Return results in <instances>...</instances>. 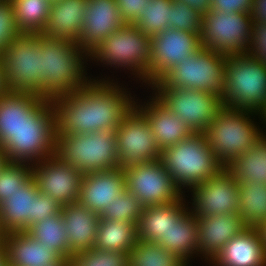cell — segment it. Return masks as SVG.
I'll return each instance as SVG.
<instances>
[{
    "mask_svg": "<svg viewBox=\"0 0 266 266\" xmlns=\"http://www.w3.org/2000/svg\"><path fill=\"white\" fill-rule=\"evenodd\" d=\"M128 266H188L181 258L169 253L155 242L137 239L128 253ZM190 266V264H189Z\"/></svg>",
    "mask_w": 266,
    "mask_h": 266,
    "instance_id": "cell-35",
    "label": "cell"
},
{
    "mask_svg": "<svg viewBox=\"0 0 266 266\" xmlns=\"http://www.w3.org/2000/svg\"><path fill=\"white\" fill-rule=\"evenodd\" d=\"M69 266H128V253L92 248L72 254Z\"/></svg>",
    "mask_w": 266,
    "mask_h": 266,
    "instance_id": "cell-39",
    "label": "cell"
},
{
    "mask_svg": "<svg viewBox=\"0 0 266 266\" xmlns=\"http://www.w3.org/2000/svg\"><path fill=\"white\" fill-rule=\"evenodd\" d=\"M123 172L126 190L136 196L144 207L169 204L183 195L161 159L126 167Z\"/></svg>",
    "mask_w": 266,
    "mask_h": 266,
    "instance_id": "cell-14",
    "label": "cell"
},
{
    "mask_svg": "<svg viewBox=\"0 0 266 266\" xmlns=\"http://www.w3.org/2000/svg\"><path fill=\"white\" fill-rule=\"evenodd\" d=\"M254 0H211V10L229 13L252 12Z\"/></svg>",
    "mask_w": 266,
    "mask_h": 266,
    "instance_id": "cell-44",
    "label": "cell"
},
{
    "mask_svg": "<svg viewBox=\"0 0 266 266\" xmlns=\"http://www.w3.org/2000/svg\"><path fill=\"white\" fill-rule=\"evenodd\" d=\"M5 260L4 257V245L2 243V237H0V264Z\"/></svg>",
    "mask_w": 266,
    "mask_h": 266,
    "instance_id": "cell-50",
    "label": "cell"
},
{
    "mask_svg": "<svg viewBox=\"0 0 266 266\" xmlns=\"http://www.w3.org/2000/svg\"><path fill=\"white\" fill-rule=\"evenodd\" d=\"M116 130L56 134L54 156L83 175L118 168Z\"/></svg>",
    "mask_w": 266,
    "mask_h": 266,
    "instance_id": "cell-6",
    "label": "cell"
},
{
    "mask_svg": "<svg viewBox=\"0 0 266 266\" xmlns=\"http://www.w3.org/2000/svg\"><path fill=\"white\" fill-rule=\"evenodd\" d=\"M55 110L44 99L1 147L9 162L36 164L54 155Z\"/></svg>",
    "mask_w": 266,
    "mask_h": 266,
    "instance_id": "cell-5",
    "label": "cell"
},
{
    "mask_svg": "<svg viewBox=\"0 0 266 266\" xmlns=\"http://www.w3.org/2000/svg\"><path fill=\"white\" fill-rule=\"evenodd\" d=\"M150 40L149 86L159 81L181 60L194 54L202 47L200 35L171 28L151 36Z\"/></svg>",
    "mask_w": 266,
    "mask_h": 266,
    "instance_id": "cell-17",
    "label": "cell"
},
{
    "mask_svg": "<svg viewBox=\"0 0 266 266\" xmlns=\"http://www.w3.org/2000/svg\"><path fill=\"white\" fill-rule=\"evenodd\" d=\"M197 218L198 256L202 255L201 259L205 258L209 262L235 235L247 227L239 213Z\"/></svg>",
    "mask_w": 266,
    "mask_h": 266,
    "instance_id": "cell-21",
    "label": "cell"
},
{
    "mask_svg": "<svg viewBox=\"0 0 266 266\" xmlns=\"http://www.w3.org/2000/svg\"><path fill=\"white\" fill-rule=\"evenodd\" d=\"M255 115L262 120L261 114L251 110H232L223 107L205 130L209 146L224 167L263 137V130L254 121Z\"/></svg>",
    "mask_w": 266,
    "mask_h": 266,
    "instance_id": "cell-8",
    "label": "cell"
},
{
    "mask_svg": "<svg viewBox=\"0 0 266 266\" xmlns=\"http://www.w3.org/2000/svg\"><path fill=\"white\" fill-rule=\"evenodd\" d=\"M88 0H58L51 4L43 36L78 44Z\"/></svg>",
    "mask_w": 266,
    "mask_h": 266,
    "instance_id": "cell-25",
    "label": "cell"
},
{
    "mask_svg": "<svg viewBox=\"0 0 266 266\" xmlns=\"http://www.w3.org/2000/svg\"><path fill=\"white\" fill-rule=\"evenodd\" d=\"M41 97L53 99L83 88L91 77L86 76L89 55L69 41L40 34ZM86 58V59H85Z\"/></svg>",
    "mask_w": 266,
    "mask_h": 266,
    "instance_id": "cell-2",
    "label": "cell"
},
{
    "mask_svg": "<svg viewBox=\"0 0 266 266\" xmlns=\"http://www.w3.org/2000/svg\"><path fill=\"white\" fill-rule=\"evenodd\" d=\"M203 15L180 1H172L169 28L201 35Z\"/></svg>",
    "mask_w": 266,
    "mask_h": 266,
    "instance_id": "cell-40",
    "label": "cell"
},
{
    "mask_svg": "<svg viewBox=\"0 0 266 266\" xmlns=\"http://www.w3.org/2000/svg\"><path fill=\"white\" fill-rule=\"evenodd\" d=\"M20 34L10 0H0V54Z\"/></svg>",
    "mask_w": 266,
    "mask_h": 266,
    "instance_id": "cell-41",
    "label": "cell"
},
{
    "mask_svg": "<svg viewBox=\"0 0 266 266\" xmlns=\"http://www.w3.org/2000/svg\"><path fill=\"white\" fill-rule=\"evenodd\" d=\"M227 57L202 46L176 64L159 81L166 88L202 90L222 96Z\"/></svg>",
    "mask_w": 266,
    "mask_h": 266,
    "instance_id": "cell-10",
    "label": "cell"
},
{
    "mask_svg": "<svg viewBox=\"0 0 266 266\" xmlns=\"http://www.w3.org/2000/svg\"><path fill=\"white\" fill-rule=\"evenodd\" d=\"M141 104L138 99L135 107L146 117L155 142L162 151L190 137L194 132L184 121L176 117L155 95ZM139 103V104H138Z\"/></svg>",
    "mask_w": 266,
    "mask_h": 266,
    "instance_id": "cell-23",
    "label": "cell"
},
{
    "mask_svg": "<svg viewBox=\"0 0 266 266\" xmlns=\"http://www.w3.org/2000/svg\"><path fill=\"white\" fill-rule=\"evenodd\" d=\"M89 59L113 68H124L149 86L150 36L134 24H124L89 54ZM137 76V77H136Z\"/></svg>",
    "mask_w": 266,
    "mask_h": 266,
    "instance_id": "cell-7",
    "label": "cell"
},
{
    "mask_svg": "<svg viewBox=\"0 0 266 266\" xmlns=\"http://www.w3.org/2000/svg\"><path fill=\"white\" fill-rule=\"evenodd\" d=\"M61 208L55 198L38 191L32 177L23 188L0 204L1 233L27 231L30 225L58 214Z\"/></svg>",
    "mask_w": 266,
    "mask_h": 266,
    "instance_id": "cell-11",
    "label": "cell"
},
{
    "mask_svg": "<svg viewBox=\"0 0 266 266\" xmlns=\"http://www.w3.org/2000/svg\"><path fill=\"white\" fill-rule=\"evenodd\" d=\"M252 25L250 13L210 10L203 15L200 43L204 48L227 56L247 53Z\"/></svg>",
    "mask_w": 266,
    "mask_h": 266,
    "instance_id": "cell-13",
    "label": "cell"
},
{
    "mask_svg": "<svg viewBox=\"0 0 266 266\" xmlns=\"http://www.w3.org/2000/svg\"><path fill=\"white\" fill-rule=\"evenodd\" d=\"M6 92L5 80L3 77V67L0 59V97Z\"/></svg>",
    "mask_w": 266,
    "mask_h": 266,
    "instance_id": "cell-47",
    "label": "cell"
},
{
    "mask_svg": "<svg viewBox=\"0 0 266 266\" xmlns=\"http://www.w3.org/2000/svg\"><path fill=\"white\" fill-rule=\"evenodd\" d=\"M46 1H48L50 4H53V3L57 2L58 0H46Z\"/></svg>",
    "mask_w": 266,
    "mask_h": 266,
    "instance_id": "cell-54",
    "label": "cell"
},
{
    "mask_svg": "<svg viewBox=\"0 0 266 266\" xmlns=\"http://www.w3.org/2000/svg\"><path fill=\"white\" fill-rule=\"evenodd\" d=\"M172 1L149 0L145 4V12L133 24L150 37L166 30L169 28Z\"/></svg>",
    "mask_w": 266,
    "mask_h": 266,
    "instance_id": "cell-36",
    "label": "cell"
},
{
    "mask_svg": "<svg viewBox=\"0 0 266 266\" xmlns=\"http://www.w3.org/2000/svg\"><path fill=\"white\" fill-rule=\"evenodd\" d=\"M223 107L251 110L261 114L266 108V63L248 53L230 55L225 62Z\"/></svg>",
    "mask_w": 266,
    "mask_h": 266,
    "instance_id": "cell-3",
    "label": "cell"
},
{
    "mask_svg": "<svg viewBox=\"0 0 266 266\" xmlns=\"http://www.w3.org/2000/svg\"><path fill=\"white\" fill-rule=\"evenodd\" d=\"M64 228L68 237V260L72 254L92 249L100 221V214L79 202L61 208Z\"/></svg>",
    "mask_w": 266,
    "mask_h": 266,
    "instance_id": "cell-24",
    "label": "cell"
},
{
    "mask_svg": "<svg viewBox=\"0 0 266 266\" xmlns=\"http://www.w3.org/2000/svg\"><path fill=\"white\" fill-rule=\"evenodd\" d=\"M261 115H262V123L264 122L265 123V125H266V108H265V110L261 113Z\"/></svg>",
    "mask_w": 266,
    "mask_h": 266,
    "instance_id": "cell-52",
    "label": "cell"
},
{
    "mask_svg": "<svg viewBox=\"0 0 266 266\" xmlns=\"http://www.w3.org/2000/svg\"><path fill=\"white\" fill-rule=\"evenodd\" d=\"M251 16L253 19V23H266V0H254Z\"/></svg>",
    "mask_w": 266,
    "mask_h": 266,
    "instance_id": "cell-45",
    "label": "cell"
},
{
    "mask_svg": "<svg viewBox=\"0 0 266 266\" xmlns=\"http://www.w3.org/2000/svg\"><path fill=\"white\" fill-rule=\"evenodd\" d=\"M190 208L191 206L170 225L165 238L157 242L187 265L195 254L198 256V218L192 214Z\"/></svg>",
    "mask_w": 266,
    "mask_h": 266,
    "instance_id": "cell-28",
    "label": "cell"
},
{
    "mask_svg": "<svg viewBox=\"0 0 266 266\" xmlns=\"http://www.w3.org/2000/svg\"><path fill=\"white\" fill-rule=\"evenodd\" d=\"M260 232L262 233L263 242L266 247V221L259 227Z\"/></svg>",
    "mask_w": 266,
    "mask_h": 266,
    "instance_id": "cell-49",
    "label": "cell"
},
{
    "mask_svg": "<svg viewBox=\"0 0 266 266\" xmlns=\"http://www.w3.org/2000/svg\"><path fill=\"white\" fill-rule=\"evenodd\" d=\"M264 133L252 148L226 166L238 182L266 184V132Z\"/></svg>",
    "mask_w": 266,
    "mask_h": 266,
    "instance_id": "cell-31",
    "label": "cell"
},
{
    "mask_svg": "<svg viewBox=\"0 0 266 266\" xmlns=\"http://www.w3.org/2000/svg\"><path fill=\"white\" fill-rule=\"evenodd\" d=\"M212 266H266V247L259 227L247 226L210 261Z\"/></svg>",
    "mask_w": 266,
    "mask_h": 266,
    "instance_id": "cell-22",
    "label": "cell"
},
{
    "mask_svg": "<svg viewBox=\"0 0 266 266\" xmlns=\"http://www.w3.org/2000/svg\"><path fill=\"white\" fill-rule=\"evenodd\" d=\"M124 24L116 0H88L79 47L89 55Z\"/></svg>",
    "mask_w": 266,
    "mask_h": 266,
    "instance_id": "cell-19",
    "label": "cell"
},
{
    "mask_svg": "<svg viewBox=\"0 0 266 266\" xmlns=\"http://www.w3.org/2000/svg\"><path fill=\"white\" fill-rule=\"evenodd\" d=\"M143 209V204L136 196L125 190L108 205L100 214V218L138 224Z\"/></svg>",
    "mask_w": 266,
    "mask_h": 266,
    "instance_id": "cell-37",
    "label": "cell"
},
{
    "mask_svg": "<svg viewBox=\"0 0 266 266\" xmlns=\"http://www.w3.org/2000/svg\"><path fill=\"white\" fill-rule=\"evenodd\" d=\"M34 93L6 91L0 97V146L17 129L21 122L44 100Z\"/></svg>",
    "mask_w": 266,
    "mask_h": 266,
    "instance_id": "cell-29",
    "label": "cell"
},
{
    "mask_svg": "<svg viewBox=\"0 0 266 266\" xmlns=\"http://www.w3.org/2000/svg\"><path fill=\"white\" fill-rule=\"evenodd\" d=\"M118 168L161 159L146 117L134 106L116 129Z\"/></svg>",
    "mask_w": 266,
    "mask_h": 266,
    "instance_id": "cell-15",
    "label": "cell"
},
{
    "mask_svg": "<svg viewBox=\"0 0 266 266\" xmlns=\"http://www.w3.org/2000/svg\"><path fill=\"white\" fill-rule=\"evenodd\" d=\"M32 177V165L8 161L0 171V204L23 188Z\"/></svg>",
    "mask_w": 266,
    "mask_h": 266,
    "instance_id": "cell-38",
    "label": "cell"
},
{
    "mask_svg": "<svg viewBox=\"0 0 266 266\" xmlns=\"http://www.w3.org/2000/svg\"><path fill=\"white\" fill-rule=\"evenodd\" d=\"M26 232L63 259H68V237L61 211L46 220L35 222Z\"/></svg>",
    "mask_w": 266,
    "mask_h": 266,
    "instance_id": "cell-33",
    "label": "cell"
},
{
    "mask_svg": "<svg viewBox=\"0 0 266 266\" xmlns=\"http://www.w3.org/2000/svg\"><path fill=\"white\" fill-rule=\"evenodd\" d=\"M0 266H10L5 260L0 264Z\"/></svg>",
    "mask_w": 266,
    "mask_h": 266,
    "instance_id": "cell-53",
    "label": "cell"
},
{
    "mask_svg": "<svg viewBox=\"0 0 266 266\" xmlns=\"http://www.w3.org/2000/svg\"><path fill=\"white\" fill-rule=\"evenodd\" d=\"M238 183V213L246 226L260 227L266 221V184Z\"/></svg>",
    "mask_w": 266,
    "mask_h": 266,
    "instance_id": "cell-32",
    "label": "cell"
},
{
    "mask_svg": "<svg viewBox=\"0 0 266 266\" xmlns=\"http://www.w3.org/2000/svg\"><path fill=\"white\" fill-rule=\"evenodd\" d=\"M125 190V176L121 168L84 174L78 202L101 214Z\"/></svg>",
    "mask_w": 266,
    "mask_h": 266,
    "instance_id": "cell-20",
    "label": "cell"
},
{
    "mask_svg": "<svg viewBox=\"0 0 266 266\" xmlns=\"http://www.w3.org/2000/svg\"><path fill=\"white\" fill-rule=\"evenodd\" d=\"M20 33H39L44 30L51 8L46 0H10Z\"/></svg>",
    "mask_w": 266,
    "mask_h": 266,
    "instance_id": "cell-34",
    "label": "cell"
},
{
    "mask_svg": "<svg viewBox=\"0 0 266 266\" xmlns=\"http://www.w3.org/2000/svg\"><path fill=\"white\" fill-rule=\"evenodd\" d=\"M137 224L100 218L93 248L129 253L136 245Z\"/></svg>",
    "mask_w": 266,
    "mask_h": 266,
    "instance_id": "cell-30",
    "label": "cell"
},
{
    "mask_svg": "<svg viewBox=\"0 0 266 266\" xmlns=\"http://www.w3.org/2000/svg\"><path fill=\"white\" fill-rule=\"evenodd\" d=\"M5 261L10 266H45L59 263L63 258L26 231L4 234Z\"/></svg>",
    "mask_w": 266,
    "mask_h": 266,
    "instance_id": "cell-26",
    "label": "cell"
},
{
    "mask_svg": "<svg viewBox=\"0 0 266 266\" xmlns=\"http://www.w3.org/2000/svg\"><path fill=\"white\" fill-rule=\"evenodd\" d=\"M39 33H20L1 52L6 91L34 93L41 97Z\"/></svg>",
    "mask_w": 266,
    "mask_h": 266,
    "instance_id": "cell-9",
    "label": "cell"
},
{
    "mask_svg": "<svg viewBox=\"0 0 266 266\" xmlns=\"http://www.w3.org/2000/svg\"><path fill=\"white\" fill-rule=\"evenodd\" d=\"M247 53L253 58L263 60L266 63V23H253L252 39Z\"/></svg>",
    "mask_w": 266,
    "mask_h": 266,
    "instance_id": "cell-42",
    "label": "cell"
},
{
    "mask_svg": "<svg viewBox=\"0 0 266 266\" xmlns=\"http://www.w3.org/2000/svg\"><path fill=\"white\" fill-rule=\"evenodd\" d=\"M161 160L183 194L185 187L191 190L224 167L209 146L205 133L194 132L178 144L165 148L161 151Z\"/></svg>",
    "mask_w": 266,
    "mask_h": 266,
    "instance_id": "cell-4",
    "label": "cell"
},
{
    "mask_svg": "<svg viewBox=\"0 0 266 266\" xmlns=\"http://www.w3.org/2000/svg\"><path fill=\"white\" fill-rule=\"evenodd\" d=\"M32 175L42 194L68 205L78 202L83 174L54 155L32 165Z\"/></svg>",
    "mask_w": 266,
    "mask_h": 266,
    "instance_id": "cell-18",
    "label": "cell"
},
{
    "mask_svg": "<svg viewBox=\"0 0 266 266\" xmlns=\"http://www.w3.org/2000/svg\"><path fill=\"white\" fill-rule=\"evenodd\" d=\"M155 95L195 133H204L223 108L221 96L202 90L166 88L160 81L151 85Z\"/></svg>",
    "mask_w": 266,
    "mask_h": 266,
    "instance_id": "cell-12",
    "label": "cell"
},
{
    "mask_svg": "<svg viewBox=\"0 0 266 266\" xmlns=\"http://www.w3.org/2000/svg\"><path fill=\"white\" fill-rule=\"evenodd\" d=\"M190 192L193 202L187 203H192V214L196 217L238 213L239 183L226 167Z\"/></svg>",
    "mask_w": 266,
    "mask_h": 266,
    "instance_id": "cell-16",
    "label": "cell"
},
{
    "mask_svg": "<svg viewBox=\"0 0 266 266\" xmlns=\"http://www.w3.org/2000/svg\"><path fill=\"white\" fill-rule=\"evenodd\" d=\"M45 266H69V260L68 259H62L57 264H51V265H45Z\"/></svg>",
    "mask_w": 266,
    "mask_h": 266,
    "instance_id": "cell-51",
    "label": "cell"
},
{
    "mask_svg": "<svg viewBox=\"0 0 266 266\" xmlns=\"http://www.w3.org/2000/svg\"><path fill=\"white\" fill-rule=\"evenodd\" d=\"M180 1L190 6L192 9L198 11L201 15H204L211 10V0H173Z\"/></svg>",
    "mask_w": 266,
    "mask_h": 266,
    "instance_id": "cell-46",
    "label": "cell"
},
{
    "mask_svg": "<svg viewBox=\"0 0 266 266\" xmlns=\"http://www.w3.org/2000/svg\"><path fill=\"white\" fill-rule=\"evenodd\" d=\"M107 79V80H106ZM110 77L91 80L78 91L57 96L55 110L56 134H87L116 130L135 106V96ZM129 93V94H128ZM133 99V100H132Z\"/></svg>",
    "mask_w": 266,
    "mask_h": 266,
    "instance_id": "cell-1",
    "label": "cell"
},
{
    "mask_svg": "<svg viewBox=\"0 0 266 266\" xmlns=\"http://www.w3.org/2000/svg\"><path fill=\"white\" fill-rule=\"evenodd\" d=\"M149 0H116L119 14L125 24H133L144 12Z\"/></svg>",
    "mask_w": 266,
    "mask_h": 266,
    "instance_id": "cell-43",
    "label": "cell"
},
{
    "mask_svg": "<svg viewBox=\"0 0 266 266\" xmlns=\"http://www.w3.org/2000/svg\"><path fill=\"white\" fill-rule=\"evenodd\" d=\"M184 197L186 196L183 194L169 204L144 207L137 224L138 239L157 243L161 238H165L170 225L189 208Z\"/></svg>",
    "mask_w": 266,
    "mask_h": 266,
    "instance_id": "cell-27",
    "label": "cell"
},
{
    "mask_svg": "<svg viewBox=\"0 0 266 266\" xmlns=\"http://www.w3.org/2000/svg\"><path fill=\"white\" fill-rule=\"evenodd\" d=\"M7 162H8V159H7L6 153L3 150V148L0 146V171L7 164Z\"/></svg>",
    "mask_w": 266,
    "mask_h": 266,
    "instance_id": "cell-48",
    "label": "cell"
}]
</instances>
